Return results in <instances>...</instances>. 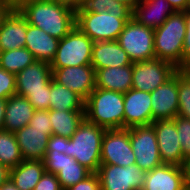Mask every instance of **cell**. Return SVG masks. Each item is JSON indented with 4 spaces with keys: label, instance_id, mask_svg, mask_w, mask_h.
Wrapping results in <instances>:
<instances>
[{
    "label": "cell",
    "instance_id": "5b68a950",
    "mask_svg": "<svg viewBox=\"0 0 190 190\" xmlns=\"http://www.w3.org/2000/svg\"><path fill=\"white\" fill-rule=\"evenodd\" d=\"M133 12H76L75 26L93 42L116 41Z\"/></svg>",
    "mask_w": 190,
    "mask_h": 190
},
{
    "label": "cell",
    "instance_id": "7c38bea8",
    "mask_svg": "<svg viewBox=\"0 0 190 190\" xmlns=\"http://www.w3.org/2000/svg\"><path fill=\"white\" fill-rule=\"evenodd\" d=\"M43 161L45 172L55 174L63 190L77 184L92 173L74 158L61 152L46 151Z\"/></svg>",
    "mask_w": 190,
    "mask_h": 190
},
{
    "label": "cell",
    "instance_id": "836d02e7",
    "mask_svg": "<svg viewBox=\"0 0 190 190\" xmlns=\"http://www.w3.org/2000/svg\"><path fill=\"white\" fill-rule=\"evenodd\" d=\"M16 74L0 67V99L7 100L16 94Z\"/></svg>",
    "mask_w": 190,
    "mask_h": 190
},
{
    "label": "cell",
    "instance_id": "bcb514c9",
    "mask_svg": "<svg viewBox=\"0 0 190 190\" xmlns=\"http://www.w3.org/2000/svg\"><path fill=\"white\" fill-rule=\"evenodd\" d=\"M9 179V169L0 164V187Z\"/></svg>",
    "mask_w": 190,
    "mask_h": 190
},
{
    "label": "cell",
    "instance_id": "ffe728a7",
    "mask_svg": "<svg viewBox=\"0 0 190 190\" xmlns=\"http://www.w3.org/2000/svg\"><path fill=\"white\" fill-rule=\"evenodd\" d=\"M28 21L18 10H11L0 28V52L25 47Z\"/></svg>",
    "mask_w": 190,
    "mask_h": 190
},
{
    "label": "cell",
    "instance_id": "7a4b0ae2",
    "mask_svg": "<svg viewBox=\"0 0 190 190\" xmlns=\"http://www.w3.org/2000/svg\"><path fill=\"white\" fill-rule=\"evenodd\" d=\"M85 119L106 130L124 129V94L95 88L84 102Z\"/></svg>",
    "mask_w": 190,
    "mask_h": 190
},
{
    "label": "cell",
    "instance_id": "ee69618b",
    "mask_svg": "<svg viewBox=\"0 0 190 190\" xmlns=\"http://www.w3.org/2000/svg\"><path fill=\"white\" fill-rule=\"evenodd\" d=\"M58 5L65 6L73 11H78V0H49Z\"/></svg>",
    "mask_w": 190,
    "mask_h": 190
},
{
    "label": "cell",
    "instance_id": "f35d334b",
    "mask_svg": "<svg viewBox=\"0 0 190 190\" xmlns=\"http://www.w3.org/2000/svg\"><path fill=\"white\" fill-rule=\"evenodd\" d=\"M46 151H55L66 154V152H68V137L52 134L49 138Z\"/></svg>",
    "mask_w": 190,
    "mask_h": 190
},
{
    "label": "cell",
    "instance_id": "52a82bcc",
    "mask_svg": "<svg viewBox=\"0 0 190 190\" xmlns=\"http://www.w3.org/2000/svg\"><path fill=\"white\" fill-rule=\"evenodd\" d=\"M126 51L132 63L152 60L154 53V29L139 24L131 18L116 40Z\"/></svg>",
    "mask_w": 190,
    "mask_h": 190
},
{
    "label": "cell",
    "instance_id": "7dc6e473",
    "mask_svg": "<svg viewBox=\"0 0 190 190\" xmlns=\"http://www.w3.org/2000/svg\"><path fill=\"white\" fill-rule=\"evenodd\" d=\"M6 100L0 99V130L3 129Z\"/></svg>",
    "mask_w": 190,
    "mask_h": 190
},
{
    "label": "cell",
    "instance_id": "d4e9b609",
    "mask_svg": "<svg viewBox=\"0 0 190 190\" xmlns=\"http://www.w3.org/2000/svg\"><path fill=\"white\" fill-rule=\"evenodd\" d=\"M133 65L108 67L95 72L96 88L125 93L132 89Z\"/></svg>",
    "mask_w": 190,
    "mask_h": 190
},
{
    "label": "cell",
    "instance_id": "8fae6325",
    "mask_svg": "<svg viewBox=\"0 0 190 190\" xmlns=\"http://www.w3.org/2000/svg\"><path fill=\"white\" fill-rule=\"evenodd\" d=\"M130 144V128L106 130L101 145V164L129 166L135 164Z\"/></svg>",
    "mask_w": 190,
    "mask_h": 190
},
{
    "label": "cell",
    "instance_id": "60d3db41",
    "mask_svg": "<svg viewBox=\"0 0 190 190\" xmlns=\"http://www.w3.org/2000/svg\"><path fill=\"white\" fill-rule=\"evenodd\" d=\"M175 11L186 12L190 9V0H167Z\"/></svg>",
    "mask_w": 190,
    "mask_h": 190
},
{
    "label": "cell",
    "instance_id": "d6a6232c",
    "mask_svg": "<svg viewBox=\"0 0 190 190\" xmlns=\"http://www.w3.org/2000/svg\"><path fill=\"white\" fill-rule=\"evenodd\" d=\"M173 121L178 132L183 157L186 158L190 156V120L177 115Z\"/></svg>",
    "mask_w": 190,
    "mask_h": 190
},
{
    "label": "cell",
    "instance_id": "ac0fdd59",
    "mask_svg": "<svg viewBox=\"0 0 190 190\" xmlns=\"http://www.w3.org/2000/svg\"><path fill=\"white\" fill-rule=\"evenodd\" d=\"M51 80L50 64L36 60L16 74V94L25 96L28 92L46 91V85Z\"/></svg>",
    "mask_w": 190,
    "mask_h": 190
},
{
    "label": "cell",
    "instance_id": "c3c4849f",
    "mask_svg": "<svg viewBox=\"0 0 190 190\" xmlns=\"http://www.w3.org/2000/svg\"><path fill=\"white\" fill-rule=\"evenodd\" d=\"M125 6H128L132 11L134 9V7L136 6V4L140 1V0H115Z\"/></svg>",
    "mask_w": 190,
    "mask_h": 190
},
{
    "label": "cell",
    "instance_id": "e575fe53",
    "mask_svg": "<svg viewBox=\"0 0 190 190\" xmlns=\"http://www.w3.org/2000/svg\"><path fill=\"white\" fill-rule=\"evenodd\" d=\"M51 81L46 85V91L28 92L24 97L32 104L35 110L50 109Z\"/></svg>",
    "mask_w": 190,
    "mask_h": 190
},
{
    "label": "cell",
    "instance_id": "7402d4cb",
    "mask_svg": "<svg viewBox=\"0 0 190 190\" xmlns=\"http://www.w3.org/2000/svg\"><path fill=\"white\" fill-rule=\"evenodd\" d=\"M91 65L95 72L108 67L133 65L126 51L117 41L94 42L92 47Z\"/></svg>",
    "mask_w": 190,
    "mask_h": 190
},
{
    "label": "cell",
    "instance_id": "9a60e30c",
    "mask_svg": "<svg viewBox=\"0 0 190 190\" xmlns=\"http://www.w3.org/2000/svg\"><path fill=\"white\" fill-rule=\"evenodd\" d=\"M151 93L152 123L178 114V71Z\"/></svg>",
    "mask_w": 190,
    "mask_h": 190
},
{
    "label": "cell",
    "instance_id": "f546056e",
    "mask_svg": "<svg viewBox=\"0 0 190 190\" xmlns=\"http://www.w3.org/2000/svg\"><path fill=\"white\" fill-rule=\"evenodd\" d=\"M36 61L25 47L0 52V67L7 72L17 74Z\"/></svg>",
    "mask_w": 190,
    "mask_h": 190
},
{
    "label": "cell",
    "instance_id": "9c48e42d",
    "mask_svg": "<svg viewBox=\"0 0 190 190\" xmlns=\"http://www.w3.org/2000/svg\"><path fill=\"white\" fill-rule=\"evenodd\" d=\"M178 69L170 62L154 58L133 63L132 89L152 92L170 79Z\"/></svg>",
    "mask_w": 190,
    "mask_h": 190
},
{
    "label": "cell",
    "instance_id": "603a6c76",
    "mask_svg": "<svg viewBox=\"0 0 190 190\" xmlns=\"http://www.w3.org/2000/svg\"><path fill=\"white\" fill-rule=\"evenodd\" d=\"M59 39L50 36L43 29L27 24L25 48L37 61L51 64L58 48Z\"/></svg>",
    "mask_w": 190,
    "mask_h": 190
},
{
    "label": "cell",
    "instance_id": "44dd1931",
    "mask_svg": "<svg viewBox=\"0 0 190 190\" xmlns=\"http://www.w3.org/2000/svg\"><path fill=\"white\" fill-rule=\"evenodd\" d=\"M175 12L167 0H140L133 9L132 18L143 26L155 29Z\"/></svg>",
    "mask_w": 190,
    "mask_h": 190
},
{
    "label": "cell",
    "instance_id": "4dcf8cb0",
    "mask_svg": "<svg viewBox=\"0 0 190 190\" xmlns=\"http://www.w3.org/2000/svg\"><path fill=\"white\" fill-rule=\"evenodd\" d=\"M178 116L190 120V77L178 70Z\"/></svg>",
    "mask_w": 190,
    "mask_h": 190
},
{
    "label": "cell",
    "instance_id": "484cf974",
    "mask_svg": "<svg viewBox=\"0 0 190 190\" xmlns=\"http://www.w3.org/2000/svg\"><path fill=\"white\" fill-rule=\"evenodd\" d=\"M44 173L43 160H23L9 169V179L20 190H33Z\"/></svg>",
    "mask_w": 190,
    "mask_h": 190
},
{
    "label": "cell",
    "instance_id": "ba28073f",
    "mask_svg": "<svg viewBox=\"0 0 190 190\" xmlns=\"http://www.w3.org/2000/svg\"><path fill=\"white\" fill-rule=\"evenodd\" d=\"M130 144L136 158L135 164L141 170L148 172L163 164L152 124L131 127Z\"/></svg>",
    "mask_w": 190,
    "mask_h": 190
},
{
    "label": "cell",
    "instance_id": "e0dca14e",
    "mask_svg": "<svg viewBox=\"0 0 190 190\" xmlns=\"http://www.w3.org/2000/svg\"><path fill=\"white\" fill-rule=\"evenodd\" d=\"M52 129H39L26 125L15 132L23 160H44Z\"/></svg>",
    "mask_w": 190,
    "mask_h": 190
},
{
    "label": "cell",
    "instance_id": "f907efd6",
    "mask_svg": "<svg viewBox=\"0 0 190 190\" xmlns=\"http://www.w3.org/2000/svg\"><path fill=\"white\" fill-rule=\"evenodd\" d=\"M190 77V64L182 69Z\"/></svg>",
    "mask_w": 190,
    "mask_h": 190
},
{
    "label": "cell",
    "instance_id": "5bb4252c",
    "mask_svg": "<svg viewBox=\"0 0 190 190\" xmlns=\"http://www.w3.org/2000/svg\"><path fill=\"white\" fill-rule=\"evenodd\" d=\"M151 124L156 133L159 155L163 164L182 167L185 158L173 119L156 120Z\"/></svg>",
    "mask_w": 190,
    "mask_h": 190
},
{
    "label": "cell",
    "instance_id": "6da1fadb",
    "mask_svg": "<svg viewBox=\"0 0 190 190\" xmlns=\"http://www.w3.org/2000/svg\"><path fill=\"white\" fill-rule=\"evenodd\" d=\"M20 12L28 24L59 40L75 27L76 12L53 1L35 0L26 4Z\"/></svg>",
    "mask_w": 190,
    "mask_h": 190
},
{
    "label": "cell",
    "instance_id": "b9f144b4",
    "mask_svg": "<svg viewBox=\"0 0 190 190\" xmlns=\"http://www.w3.org/2000/svg\"><path fill=\"white\" fill-rule=\"evenodd\" d=\"M11 10L20 11L26 4L35 0H2Z\"/></svg>",
    "mask_w": 190,
    "mask_h": 190
},
{
    "label": "cell",
    "instance_id": "4fadbf2b",
    "mask_svg": "<svg viewBox=\"0 0 190 190\" xmlns=\"http://www.w3.org/2000/svg\"><path fill=\"white\" fill-rule=\"evenodd\" d=\"M52 78L78 94L84 101L96 88L95 69L92 65L51 68Z\"/></svg>",
    "mask_w": 190,
    "mask_h": 190
},
{
    "label": "cell",
    "instance_id": "8992f818",
    "mask_svg": "<svg viewBox=\"0 0 190 190\" xmlns=\"http://www.w3.org/2000/svg\"><path fill=\"white\" fill-rule=\"evenodd\" d=\"M94 42L76 26L59 40L51 68L91 65Z\"/></svg>",
    "mask_w": 190,
    "mask_h": 190
},
{
    "label": "cell",
    "instance_id": "f6af8a7d",
    "mask_svg": "<svg viewBox=\"0 0 190 190\" xmlns=\"http://www.w3.org/2000/svg\"><path fill=\"white\" fill-rule=\"evenodd\" d=\"M10 11L11 9L2 0H0V28L5 17L9 14Z\"/></svg>",
    "mask_w": 190,
    "mask_h": 190
},
{
    "label": "cell",
    "instance_id": "cb8c5ba5",
    "mask_svg": "<svg viewBox=\"0 0 190 190\" xmlns=\"http://www.w3.org/2000/svg\"><path fill=\"white\" fill-rule=\"evenodd\" d=\"M35 109L32 104L20 95H13L6 100L3 129L16 132L29 124Z\"/></svg>",
    "mask_w": 190,
    "mask_h": 190
},
{
    "label": "cell",
    "instance_id": "d590c367",
    "mask_svg": "<svg viewBox=\"0 0 190 190\" xmlns=\"http://www.w3.org/2000/svg\"><path fill=\"white\" fill-rule=\"evenodd\" d=\"M33 190H63L57 176L45 172Z\"/></svg>",
    "mask_w": 190,
    "mask_h": 190
},
{
    "label": "cell",
    "instance_id": "7bdbcfd3",
    "mask_svg": "<svg viewBox=\"0 0 190 190\" xmlns=\"http://www.w3.org/2000/svg\"><path fill=\"white\" fill-rule=\"evenodd\" d=\"M182 169L184 172L185 185L186 187H190V156L184 159Z\"/></svg>",
    "mask_w": 190,
    "mask_h": 190
},
{
    "label": "cell",
    "instance_id": "d6986e66",
    "mask_svg": "<svg viewBox=\"0 0 190 190\" xmlns=\"http://www.w3.org/2000/svg\"><path fill=\"white\" fill-rule=\"evenodd\" d=\"M141 190H186L182 167L162 164L146 172Z\"/></svg>",
    "mask_w": 190,
    "mask_h": 190
},
{
    "label": "cell",
    "instance_id": "f1b7e54d",
    "mask_svg": "<svg viewBox=\"0 0 190 190\" xmlns=\"http://www.w3.org/2000/svg\"><path fill=\"white\" fill-rule=\"evenodd\" d=\"M23 161L14 132L0 130V164L8 169Z\"/></svg>",
    "mask_w": 190,
    "mask_h": 190
},
{
    "label": "cell",
    "instance_id": "8d00e7d4",
    "mask_svg": "<svg viewBox=\"0 0 190 190\" xmlns=\"http://www.w3.org/2000/svg\"><path fill=\"white\" fill-rule=\"evenodd\" d=\"M66 190H101L99 176L97 173H91L88 177Z\"/></svg>",
    "mask_w": 190,
    "mask_h": 190
},
{
    "label": "cell",
    "instance_id": "1f68e13d",
    "mask_svg": "<svg viewBox=\"0 0 190 190\" xmlns=\"http://www.w3.org/2000/svg\"><path fill=\"white\" fill-rule=\"evenodd\" d=\"M133 12L128 6H125L115 0H86L81 8L76 12Z\"/></svg>",
    "mask_w": 190,
    "mask_h": 190
},
{
    "label": "cell",
    "instance_id": "277c9868",
    "mask_svg": "<svg viewBox=\"0 0 190 190\" xmlns=\"http://www.w3.org/2000/svg\"><path fill=\"white\" fill-rule=\"evenodd\" d=\"M106 129L84 119L71 138H68L66 155L80 165L97 173L101 165V145Z\"/></svg>",
    "mask_w": 190,
    "mask_h": 190
},
{
    "label": "cell",
    "instance_id": "3957f363",
    "mask_svg": "<svg viewBox=\"0 0 190 190\" xmlns=\"http://www.w3.org/2000/svg\"><path fill=\"white\" fill-rule=\"evenodd\" d=\"M186 35V12L176 11L154 29L155 58L172 63L182 70V50Z\"/></svg>",
    "mask_w": 190,
    "mask_h": 190
},
{
    "label": "cell",
    "instance_id": "4316f807",
    "mask_svg": "<svg viewBox=\"0 0 190 190\" xmlns=\"http://www.w3.org/2000/svg\"><path fill=\"white\" fill-rule=\"evenodd\" d=\"M50 109L58 111H84V100L72 90L51 80Z\"/></svg>",
    "mask_w": 190,
    "mask_h": 190
},
{
    "label": "cell",
    "instance_id": "681fc988",
    "mask_svg": "<svg viewBox=\"0 0 190 190\" xmlns=\"http://www.w3.org/2000/svg\"><path fill=\"white\" fill-rule=\"evenodd\" d=\"M0 190H20L19 188H17L13 182L8 179L1 187Z\"/></svg>",
    "mask_w": 190,
    "mask_h": 190
},
{
    "label": "cell",
    "instance_id": "816d5d0a",
    "mask_svg": "<svg viewBox=\"0 0 190 190\" xmlns=\"http://www.w3.org/2000/svg\"><path fill=\"white\" fill-rule=\"evenodd\" d=\"M86 0H78V10L81 8L82 3H84Z\"/></svg>",
    "mask_w": 190,
    "mask_h": 190
},
{
    "label": "cell",
    "instance_id": "ab89813d",
    "mask_svg": "<svg viewBox=\"0 0 190 190\" xmlns=\"http://www.w3.org/2000/svg\"><path fill=\"white\" fill-rule=\"evenodd\" d=\"M190 64V9L186 11V35L182 50V69Z\"/></svg>",
    "mask_w": 190,
    "mask_h": 190
},
{
    "label": "cell",
    "instance_id": "74e56055",
    "mask_svg": "<svg viewBox=\"0 0 190 190\" xmlns=\"http://www.w3.org/2000/svg\"><path fill=\"white\" fill-rule=\"evenodd\" d=\"M28 125L33 128L52 129L49 118V110H35Z\"/></svg>",
    "mask_w": 190,
    "mask_h": 190
},
{
    "label": "cell",
    "instance_id": "30bf717a",
    "mask_svg": "<svg viewBox=\"0 0 190 190\" xmlns=\"http://www.w3.org/2000/svg\"><path fill=\"white\" fill-rule=\"evenodd\" d=\"M101 190H141L146 172L136 164L129 166L101 164L97 171Z\"/></svg>",
    "mask_w": 190,
    "mask_h": 190
},
{
    "label": "cell",
    "instance_id": "2e32d148",
    "mask_svg": "<svg viewBox=\"0 0 190 190\" xmlns=\"http://www.w3.org/2000/svg\"><path fill=\"white\" fill-rule=\"evenodd\" d=\"M152 123L151 93L130 89L124 93V128Z\"/></svg>",
    "mask_w": 190,
    "mask_h": 190
},
{
    "label": "cell",
    "instance_id": "83f0119b",
    "mask_svg": "<svg viewBox=\"0 0 190 190\" xmlns=\"http://www.w3.org/2000/svg\"><path fill=\"white\" fill-rule=\"evenodd\" d=\"M52 134L71 138L85 119L84 111L49 110Z\"/></svg>",
    "mask_w": 190,
    "mask_h": 190
}]
</instances>
